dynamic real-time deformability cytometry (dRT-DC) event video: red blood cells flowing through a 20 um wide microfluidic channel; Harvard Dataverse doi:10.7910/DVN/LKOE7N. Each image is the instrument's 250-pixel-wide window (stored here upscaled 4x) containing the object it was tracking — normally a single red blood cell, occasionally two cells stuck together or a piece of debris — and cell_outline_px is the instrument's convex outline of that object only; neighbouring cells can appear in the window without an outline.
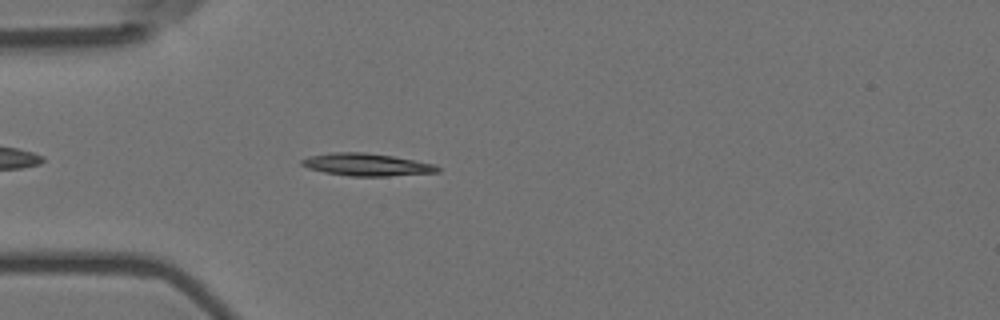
{"species": "Egyptian fruit bat (a non-hibernating species)", "species_latin": "Rousettus aegyptiacus", "temperature_condition": "room temperature", "stored_images_in_passage": 1, "camera_frame_rate_fps": 3000, "um_per_image_px": 0.085, "animal": {"sex": "female"}, "frame": {"image": 1, "passage_image": 1, "time_ms": 0.0, "image_size_px": [1000, 320], "cell_outline_px": [[440, 172], [388, 176], [348, 176], [324, 172], [308, 168], [300, 164], [300, 160], [308, 156], [332, 152], [364, 152], [392, 156], [436, 164], [440, 168]], "centroid_in_image_um": [31.15, 13.99], "position_along_channel_um": 53.8, "area_um2": 17.86}}